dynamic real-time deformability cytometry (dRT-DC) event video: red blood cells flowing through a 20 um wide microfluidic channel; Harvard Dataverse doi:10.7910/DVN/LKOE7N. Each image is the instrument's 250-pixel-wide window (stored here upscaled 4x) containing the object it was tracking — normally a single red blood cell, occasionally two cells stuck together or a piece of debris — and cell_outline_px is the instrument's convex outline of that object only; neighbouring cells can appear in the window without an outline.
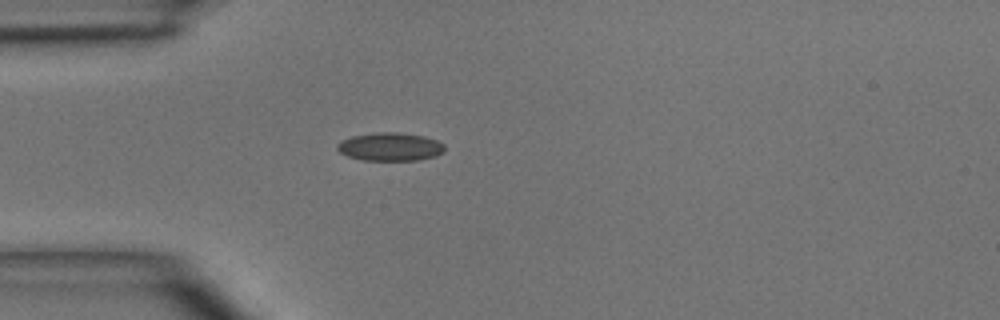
{"species": "common noctule bat (a hibernating species)", "species_latin": "Nyctalus noctula", "temperature_condition": "room temperature", "stored_images_in_passage": 3, "camera_frame_rate_fps": 3000, "um_per_image_px": 0.085, "animal": {"sex": "male", "body_mass_g": 15.6}, "frame": {"image": 1, "passage_image": 3, "time_ms": 2.0, "image_size_px": [1000, 320], "cell_outline_px": [[444, 152], [436, 156], [416, 160], [364, 160], [348, 156], [340, 152], [336, 148], [336, 144], [340, 140], [352, 136], [380, 132], [396, 132], [424, 136], [436, 140], [444, 144]], "centroid_in_image_um": [33.15, 12.47], "position_along_channel_um": 51.8, "area_um2": 17.63}}